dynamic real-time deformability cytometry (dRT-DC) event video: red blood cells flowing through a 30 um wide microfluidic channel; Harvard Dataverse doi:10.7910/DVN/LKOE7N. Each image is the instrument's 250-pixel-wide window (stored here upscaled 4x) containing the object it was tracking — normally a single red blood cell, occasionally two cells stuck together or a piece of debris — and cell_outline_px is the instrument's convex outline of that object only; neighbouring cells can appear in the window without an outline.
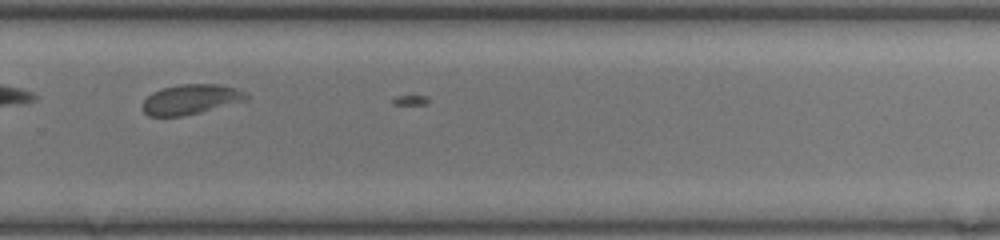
{"species": "common noctule bat (a hibernating species)", "species_latin": "Nyctalus noctula", "temperature_condition": "room temperature", "stored_images_in_passage": 18, "camera_frame_rate_fps": 3000, "um_per_image_px": 0.085, "animal": {"sex": "female", "body_mass_g": 17.0, "forearm_length_mm": 48.0}, "frame": {"image": 1, "passage_image": 17, "time_ms": 5.333, "image_size_px": [1000, 240], "cell_outline_px": [[252, 96], [248, 100], [184, 116], [148, 116], [140, 108], [144, 100], [152, 92], [164, 88], [180, 84], [220, 84], [236, 88]], "centroid_in_image_um": [16.23, 8.45], "position_along_channel_um": 313.6, "area_um2": 18.26}}